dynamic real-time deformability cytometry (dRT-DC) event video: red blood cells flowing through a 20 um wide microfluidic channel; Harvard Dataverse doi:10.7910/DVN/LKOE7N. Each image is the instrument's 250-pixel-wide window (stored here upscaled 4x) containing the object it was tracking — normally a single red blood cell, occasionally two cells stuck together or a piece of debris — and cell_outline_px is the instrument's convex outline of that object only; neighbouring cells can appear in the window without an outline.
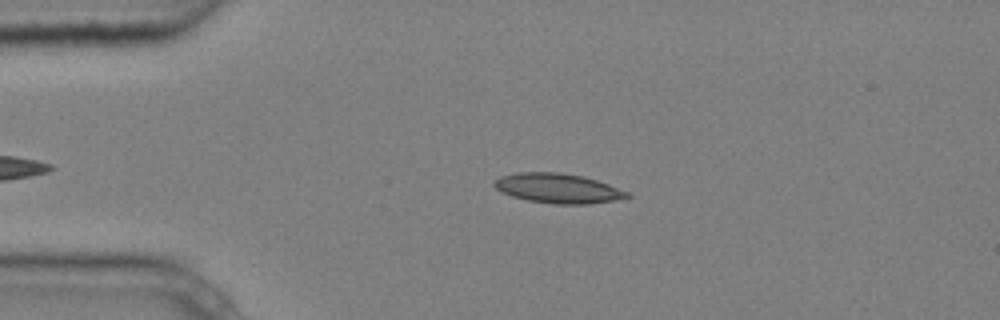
{"species": "common noctule bat (a hibernating species)", "species_latin": "Nyctalus noctula", "temperature_condition": "cold", "stored_images_in_passage": 2, "camera_frame_rate_fps": 3000, "um_per_image_px": 0.085, "animal": {"sex": "male", "body_mass_g": 20.4}, "frame": {"image": 1, "passage_image": 2, "time_ms": 0.333, "image_size_px": [1000, 320], "cell_outline_px": [[632, 196], [628, 200], [588, 204], [552, 204], [528, 200], [512, 196], [500, 192], [492, 184], [500, 176], [516, 172], [560, 172], [584, 176], [608, 184], [628, 192]], "centroid_in_image_um": [47.48, 16.02], "position_along_channel_um": 37.5, "area_um2": 23.41}}